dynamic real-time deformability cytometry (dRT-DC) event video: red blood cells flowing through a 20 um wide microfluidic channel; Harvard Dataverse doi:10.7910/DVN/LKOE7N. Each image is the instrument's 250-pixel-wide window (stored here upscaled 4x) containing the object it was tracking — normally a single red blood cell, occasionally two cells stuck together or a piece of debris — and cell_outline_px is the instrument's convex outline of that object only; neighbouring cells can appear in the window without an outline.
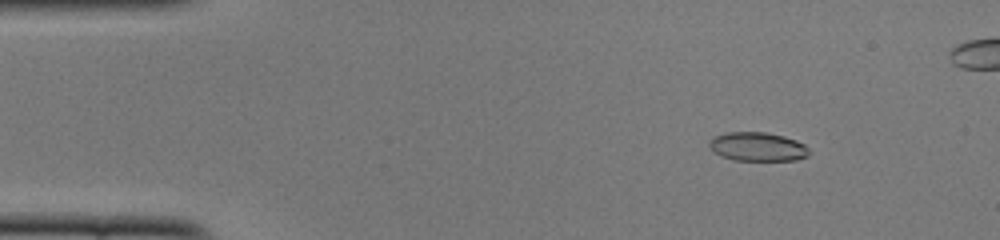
{"species": "common noctule bat (a hibernating species)", "species_latin": "Nyctalus noctula", "temperature_condition": "cold", "stored_images_in_passage": 42, "camera_frame_rate_fps": 3000, "um_per_image_px": 0.085, "animal": {"sex": "female", "body_mass_g": 22.0, "forearm_length_mm": 56.7}, "frame": {"image": 1, "passage_image": 1, "time_ms": 0.0, "image_size_px": [1000, 240], "cell_outline_px": [[808, 156], [796, 160], [736, 160], [720, 156], [708, 148], [708, 140], [716, 136], [728, 132], [764, 132], [784, 136], [796, 140], [804, 144], [808, 148]], "centroid_in_image_um": [64.36, 12.47], "position_along_channel_um": 20.6, "area_um2": 16.82}}
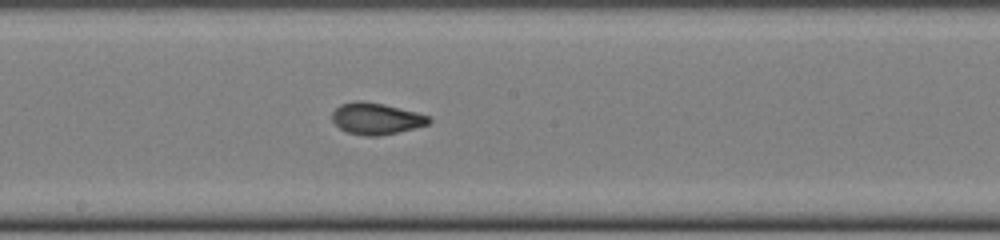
{"frame": {"image": 2, "passage_image": 22, "time_ms": 7.0, "image_size_px": [1000, 240], "cell_outline_px": [[432, 120], [428, 124], [396, 132], [376, 136], [364, 136], [348, 132], [340, 128], [332, 120], [332, 112], [340, 104], [356, 100], [360, 100], [384, 104], [416, 112], [428, 116]], "centroid_in_image_um": [31.94, 10.07], "position_along_channel_um": 216.3, "area_um2": 17.57}}
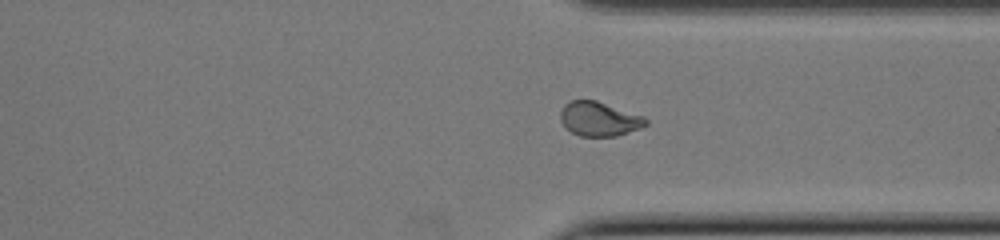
{"frame": {"image": 3, "passage_image": 33, "time_ms": 10.667, "image_size_px": [1000, 240], "cell_outline_px": [[648, 124], [640, 128], [616, 136], [580, 136], [564, 128], [560, 120], [560, 112], [564, 104], [572, 100], [596, 100], [644, 116], [648, 120]], "centroid_in_image_um": [50.91, 10.11], "position_along_channel_um": 360.5, "area_um2": 17.17}, "authors_computed_cell_mechanics": {"area_um2": 17.3689, "velocity_mm_per_s": 3.9203, "shape_relaxation_time_tau1_ms": null, "shape_relaxation_time_tau2_ms": 1.1802, "deformation_change_tau1": null, "deformation_change_tau2": 0.0674}}